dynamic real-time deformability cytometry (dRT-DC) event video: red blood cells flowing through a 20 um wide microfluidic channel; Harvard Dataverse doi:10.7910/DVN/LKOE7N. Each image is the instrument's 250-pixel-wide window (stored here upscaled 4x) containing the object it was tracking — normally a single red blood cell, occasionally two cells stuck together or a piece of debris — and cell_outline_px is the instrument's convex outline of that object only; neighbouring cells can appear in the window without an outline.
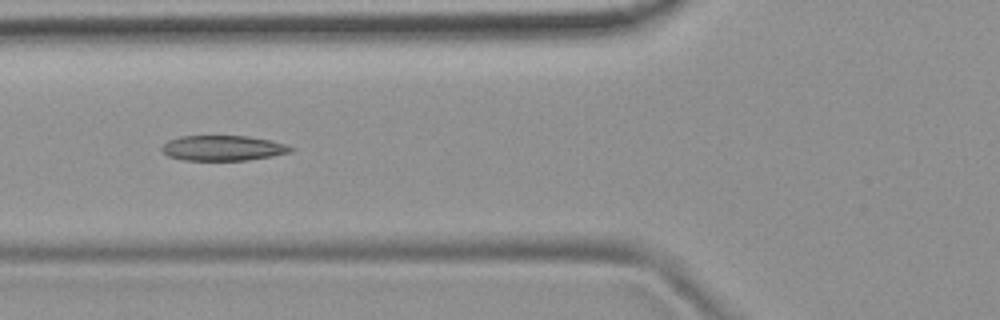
{"species": "common noctule bat (a hibernating species)", "species_latin": "Nyctalus noctula", "temperature_condition": "room temperature", "stored_images_in_passage": 40, "camera_frame_rate_fps": 3000, "um_per_image_px": 0.085, "animal": {"sex": "female", "body_mass_g": 19.9}, "frame": {"image": 1, "passage_image": 7, "time_ms": 2.0, "image_size_px": [1000, 320], "cell_outline_px": [[296, 148], [292, 152], [272, 156], [248, 160], [184, 160], [168, 156], [160, 148], [168, 140], [180, 136], [248, 136], [272, 140]], "centroid_in_image_um": [18.98, 12.58], "position_along_channel_um": 106.8, "area_um2": 19.02}, "authors_computed_cell_mechanics": {"area_um2": 19.3052, "velocity_mm_per_s": 3.8088, "shape_relaxation_time_tau1_ms": null, "shape_relaxation_time_tau2_ms": 1.6169, "deformation_change_tau1": null, "deformation_change_tau2": 0.0964}}